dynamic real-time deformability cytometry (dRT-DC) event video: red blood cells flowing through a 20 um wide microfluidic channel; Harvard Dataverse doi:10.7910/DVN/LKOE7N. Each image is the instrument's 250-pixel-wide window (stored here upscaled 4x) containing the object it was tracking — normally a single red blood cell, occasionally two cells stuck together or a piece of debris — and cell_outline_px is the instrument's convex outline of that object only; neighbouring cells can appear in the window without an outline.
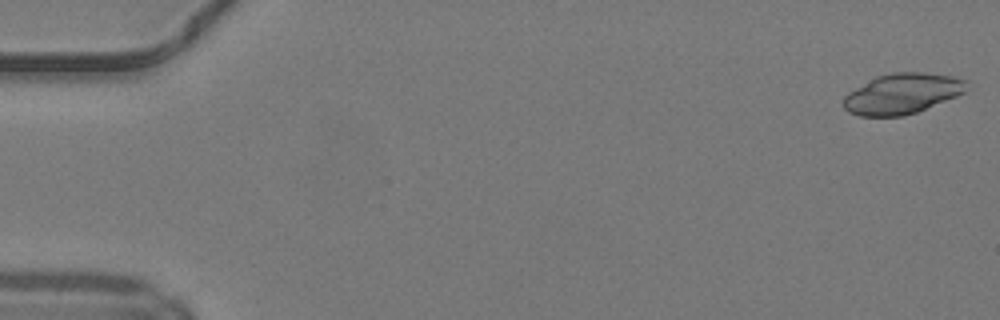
{"species": "common noctule bat (a hibernating species)", "species_latin": "Nyctalus noctula", "temperature_condition": "warm", "stored_images_in_passage": 49, "camera_frame_rate_fps": 3000, "um_per_image_px": 0.085, "animal": {"sex": "male", "body_mass_g": 19.2, "forearm_length_mm": 51.8}, "frame": {"image": 1, "passage_image": 1, "time_ms": 0.0, "image_size_px": [1000, 320], "cell_outline_px": [[968, 80], [964, 92], [956, 96], [916, 112], [904, 116], [860, 116], [848, 112], [844, 108], [844, 96], [848, 92], [876, 76], [892, 72], [924, 72], [952, 76]], "centroid_in_image_um": [76.67, 7.95], "position_along_channel_um": 8.3, "area_um2": 28.9}, "authors_computed_cell_mechanics": {"area_um2": 17.918, "velocity_mm_per_s": 4.1967, "shape_relaxation_time_tau1_ms": 7.2398, "shape_relaxation_time_tau2_ms": 1.3814, "deformation_change_tau1": 0.1614, "deformation_change_tau2": 0.0766}}